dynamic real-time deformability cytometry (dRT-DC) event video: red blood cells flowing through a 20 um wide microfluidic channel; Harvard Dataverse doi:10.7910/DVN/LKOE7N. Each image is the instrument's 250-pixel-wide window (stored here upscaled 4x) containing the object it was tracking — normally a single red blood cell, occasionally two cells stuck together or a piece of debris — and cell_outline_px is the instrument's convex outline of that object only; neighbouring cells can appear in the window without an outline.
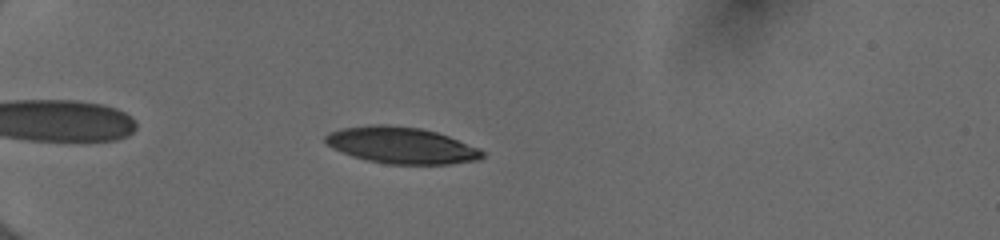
{"species": "human", "species_latin": "Homo sapiens", "temperature_condition": "cold", "stored_images_in_passage": 42, "camera_frame_rate_fps": 3000, "um_per_image_px": 0.085, "donor": {"sex": "female"}, "frame": {"image": 1, "passage_image": 6, "time_ms": 1.667, "image_size_px": [1000, 240], "cell_outline_px": [[484, 156], [480, 160], [452, 164], [388, 164], [368, 160], [352, 156], [332, 148], [324, 140], [324, 136], [328, 132], [340, 128], [372, 124], [384, 124], [420, 128], [436, 132], [448, 136], [480, 148], [484, 152]], "centroid_in_image_um": [34.12, 12.35], "position_along_channel_um": 50.9, "area_um2": 33.52}}
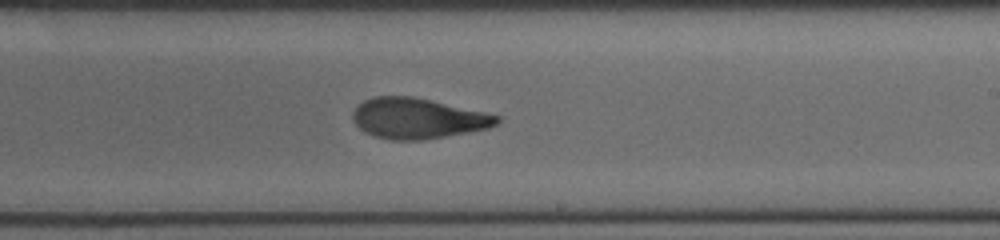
{"frame": {"image": 2, "passage_image": 24, "time_ms": 7.667, "image_size_px": [1000, 240], "cell_outline_px": [[500, 120], [496, 124], [488, 128], [468, 132], [424, 140], [392, 140], [376, 136], [364, 132], [352, 120], [352, 112], [364, 100], [376, 96], [412, 96], [484, 112], [500, 116]], "centroid_in_image_um": [35.48, 10.07], "position_along_channel_um": 253.5, "area_um2": 33.76}}
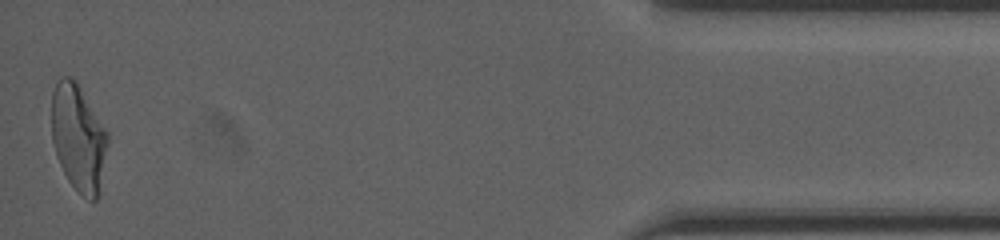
{"frame": {"image": 3, "passage_image": 42, "time_ms": 13.667, "image_size_px": [1000, 240], "cell_outline_px": [[108, 144], [100, 196], [96, 200], [88, 200], [68, 180], [56, 156], [52, 140], [52, 92], [60, 76], [72, 76], [76, 80], [108, 132]], "centroid_in_image_um": [6.68, 11.71], "position_along_channel_um": 428.5, "area_um2": 35.2}, "authors_computed_cell_mechanics": {"area_um2": 34.4488, "velocity_mm_per_s": 4.0098, "shape_relaxation_time_tau1_ms": 4.5711, "shape_relaxation_time_tau2_ms": 1.3391, "deformation_change_tau1": 0.2026, "deformation_change_tau2": 0.0817}}